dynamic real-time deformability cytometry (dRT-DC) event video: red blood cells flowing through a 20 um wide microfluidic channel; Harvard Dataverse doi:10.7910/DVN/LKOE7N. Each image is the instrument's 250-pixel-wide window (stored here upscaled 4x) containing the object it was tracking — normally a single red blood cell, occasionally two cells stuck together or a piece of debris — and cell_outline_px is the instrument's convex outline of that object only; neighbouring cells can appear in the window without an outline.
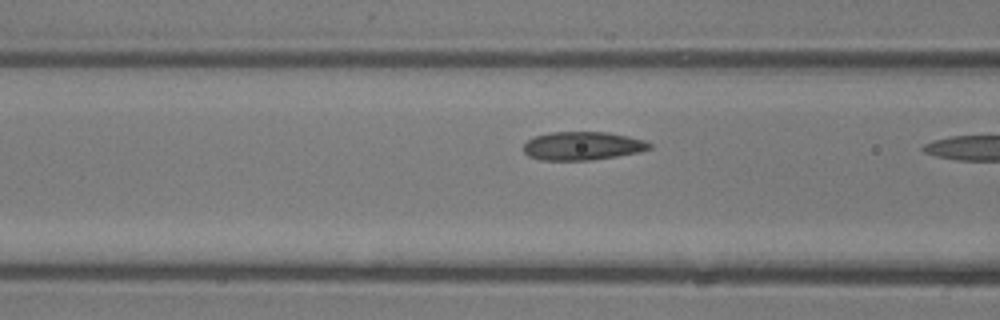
{"species": "common noctule bat (a hibernating species)", "species_latin": "Nyctalus noctula", "temperature_condition": "room temperature", "stored_images_in_passage": 8, "camera_frame_rate_fps": 3000, "um_per_image_px": 0.085, "animal": {"sex": "male", "body_mass_g": 13.3}, "frame": {"image": 1, "passage_image": 7, "time_ms": 2.0, "image_size_px": [1000, 320], "cell_outline_px": [[652, 148], [640, 152], [592, 160], [540, 160], [528, 156], [524, 152], [524, 144], [528, 140], [536, 136], [552, 132], [608, 132], [628, 136], [644, 140], [652, 144]], "centroid_in_image_um": [49.53, 12.4], "position_along_channel_um": 117.1, "area_um2": 20.87}}